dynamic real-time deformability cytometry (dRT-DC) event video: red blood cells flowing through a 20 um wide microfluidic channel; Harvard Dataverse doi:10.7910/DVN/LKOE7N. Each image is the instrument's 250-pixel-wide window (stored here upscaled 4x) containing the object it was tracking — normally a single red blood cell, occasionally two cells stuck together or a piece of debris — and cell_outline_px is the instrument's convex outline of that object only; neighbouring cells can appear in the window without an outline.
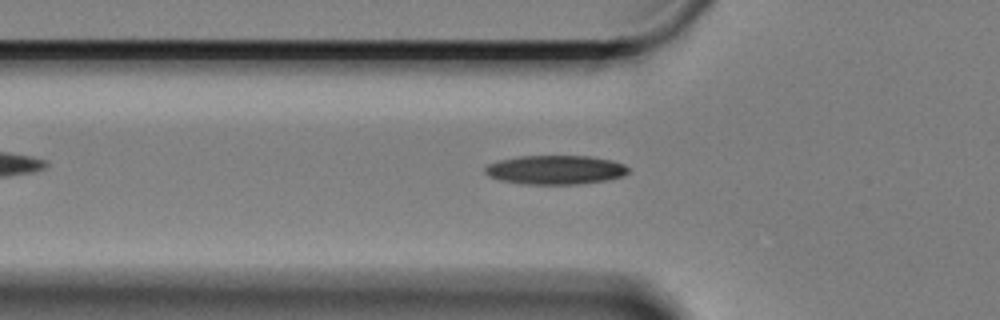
{"species": "Egyptian fruit bat (a non-hibernating species)", "species_latin": "Rousettus aegyptiacus", "temperature_condition": "cold", "stored_images_in_passage": 49, "camera_frame_rate_fps": 3000, "um_per_image_px": 0.085, "animal": {"sex": "female"}, "frame": {"image": 1, "passage_image": 12, "time_ms": 3.667, "image_size_px": [1000, 320], "cell_outline_px": [[628, 172], [620, 176], [604, 180], [576, 184], [520, 184], [500, 180], [488, 176], [484, 172], [484, 168], [488, 164], [500, 160], [520, 156], [588, 156], [612, 160], [624, 164], [628, 168]], "centroid_in_image_um": [47.15, 14.43], "position_along_channel_um": 78.6, "area_um2": 24.1}}
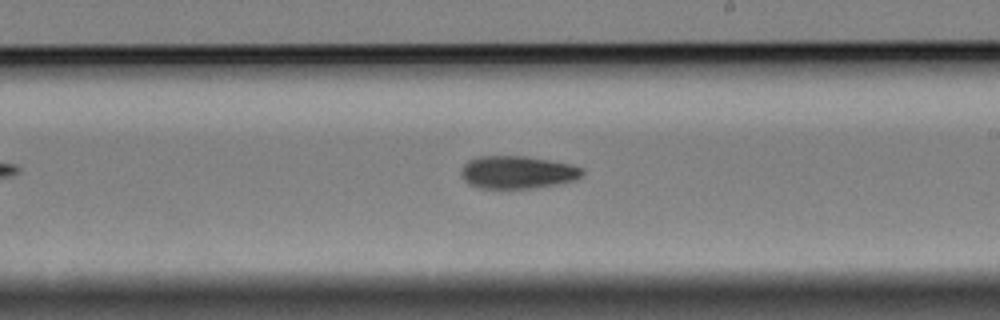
{"frame": {"image": 2, "passage_image": 27, "time_ms": 8.667, "image_size_px": [1000, 320], "cell_outline_px": [[584, 172], [580, 176], [572, 180], [556, 184], [532, 188], [480, 188], [468, 184], [460, 176], [460, 172], [464, 164], [468, 160], [480, 156], [524, 156], [548, 160], [568, 164], [580, 168]], "centroid_in_image_um": [43.9, 14.64], "position_along_channel_um": 245.1, "area_um2": 22.83}}
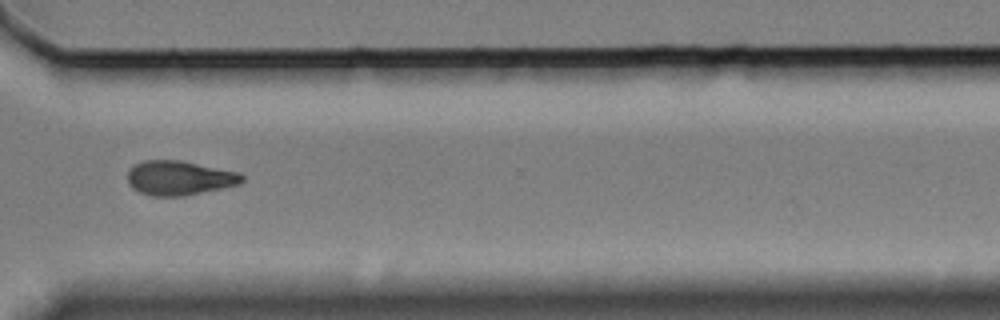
{"frame": {"image": 3, "passage_image": 37, "time_ms": 12.0, "image_size_px": [1000, 320], "cell_outline_px": [[244, 180], [240, 184], [184, 196], [152, 196], [140, 192], [132, 188], [128, 184], [128, 172], [136, 164], [144, 160], [180, 160], [236, 172], [244, 176]], "centroid_in_image_um": [15.22, 15.13], "position_along_channel_um": 355.4, "area_um2": 22.72}, "authors_computed_cell_mechanics": {"area_um2": 23.0044, "velocity_mm_per_s": 3.3085, "shape_relaxation_time_tau1_ms": 5.5623, "shape_relaxation_time_tau2_ms": null, "deformation_change_tau1": 0.1344, "deformation_change_tau2": null}}